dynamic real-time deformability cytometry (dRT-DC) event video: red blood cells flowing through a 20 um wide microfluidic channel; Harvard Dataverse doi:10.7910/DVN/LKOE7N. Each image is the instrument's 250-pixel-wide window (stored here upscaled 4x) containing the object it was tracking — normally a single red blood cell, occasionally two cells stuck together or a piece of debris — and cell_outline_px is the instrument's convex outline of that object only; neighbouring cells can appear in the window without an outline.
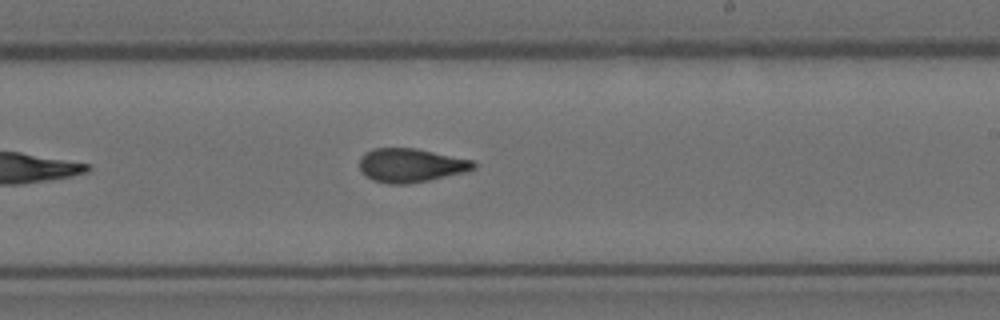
{"species": "Egyptian fruit bat (a non-hibernating species)", "species_latin": "Rousettus aegyptiacus", "temperature_condition": "room temperature", "stored_images_in_passage": 8, "segment_of_instrument_passage": [1, 2], "camera_frame_rate_fps": 3000, "um_per_image_px": 0.085, "animal": {"sex": "female"}, "frame": {"image": 1, "passage_image": 7, "time_ms": 2.0, "image_size_px": [1000, 320], "cell_outline_px": [[476, 168], [464, 172], [428, 180], [408, 184], [388, 184], [372, 180], [360, 168], [360, 156], [364, 152], [376, 148], [416, 148], [472, 160], [476, 164]], "centroid_in_image_um": [34.91, 14.04], "position_along_channel_um": 254.1, "area_um2": 22.31}}